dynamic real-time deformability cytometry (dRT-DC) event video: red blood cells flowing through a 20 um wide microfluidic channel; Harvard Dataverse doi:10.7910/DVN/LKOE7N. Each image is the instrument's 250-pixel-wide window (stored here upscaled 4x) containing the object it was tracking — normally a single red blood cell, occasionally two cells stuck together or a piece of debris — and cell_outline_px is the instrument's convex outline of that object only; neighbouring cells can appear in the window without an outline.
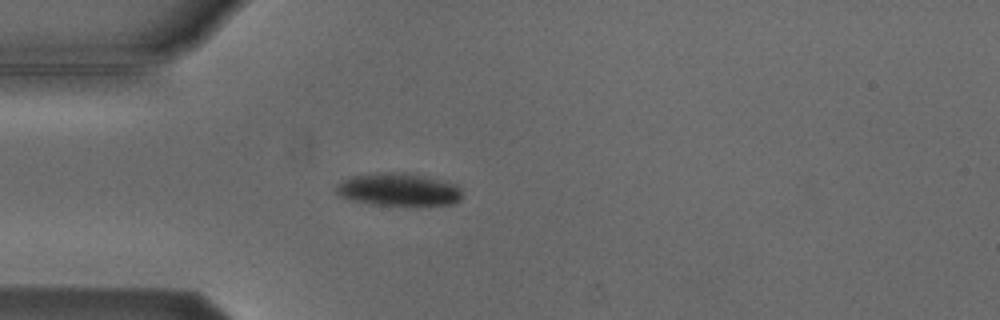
{"species": "Egyptian fruit bat (a non-hibernating species)", "species_latin": "Rousettus aegyptiacus", "temperature_condition": "cold", "stored_images_in_passage": 4, "camera_frame_rate_fps": 3000, "um_per_image_px": 0.085, "animal": {"sex": "male"}, "frame": {"image": 1, "passage_image": 4, "time_ms": 3.333, "image_size_px": [1000, 320], "cell_outline_px": [[460, 200], [452, 204], [412, 208], [368, 204], [352, 200], [340, 196], [336, 192], [336, 184], [352, 176], [380, 172], [404, 172], [444, 180], [456, 184], [460, 188]], "centroid_in_image_um": [33.9, 16.15], "position_along_channel_um": 51.1, "area_um2": 24.97}}